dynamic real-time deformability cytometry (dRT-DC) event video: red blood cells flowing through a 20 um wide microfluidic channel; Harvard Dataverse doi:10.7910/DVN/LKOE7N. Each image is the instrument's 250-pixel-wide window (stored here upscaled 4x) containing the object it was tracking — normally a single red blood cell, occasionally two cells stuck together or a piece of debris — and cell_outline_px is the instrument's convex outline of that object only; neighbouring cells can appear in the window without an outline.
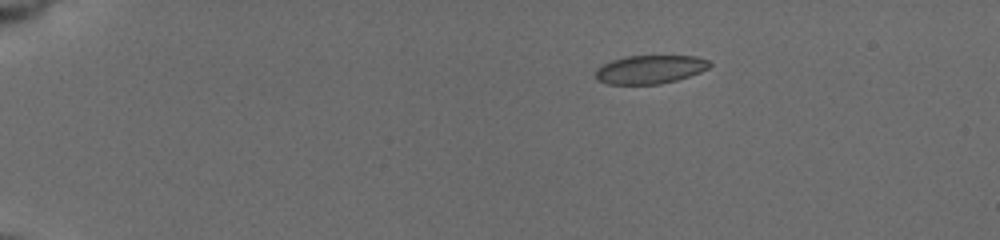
{"species": "common noctule bat (a hibernating species)", "species_latin": "Nyctalus noctula", "temperature_condition": "cold", "stored_images_in_passage": 47, "camera_frame_rate_fps": 3000, "um_per_image_px": 0.085, "animal": {"sex": "female", "body_mass_g": 19.5, "forearm_length_mm": 54.1}, "frame": {"image": 1, "passage_image": 1, "time_ms": 0.0, "image_size_px": [1000, 240], "cell_outline_px": [[712, 64], [708, 68], [700, 72], [676, 80], [660, 84], [608, 84], [596, 80], [596, 68], [612, 60], [628, 56], [696, 56], [708, 60]], "centroid_in_image_um": [55.24, 5.9], "position_along_channel_um": 29.8, "area_um2": 18.84}}
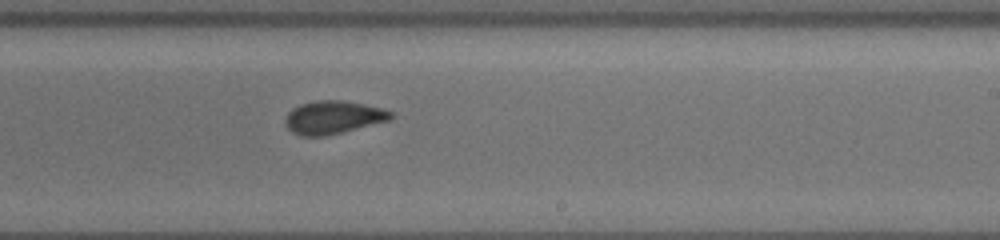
{"frame": {"image": 2, "passage_image": 27, "time_ms": 8.667, "image_size_px": [1000, 240], "cell_outline_px": [[392, 116], [388, 120], [340, 132], [320, 136], [304, 136], [292, 132], [288, 128], [284, 120], [288, 112], [292, 108], [300, 104], [316, 100], [344, 100], [364, 104], [380, 108], [392, 112]], "centroid_in_image_um": [28.26, 9.95], "position_along_channel_um": 260.7, "area_um2": 19.94}}
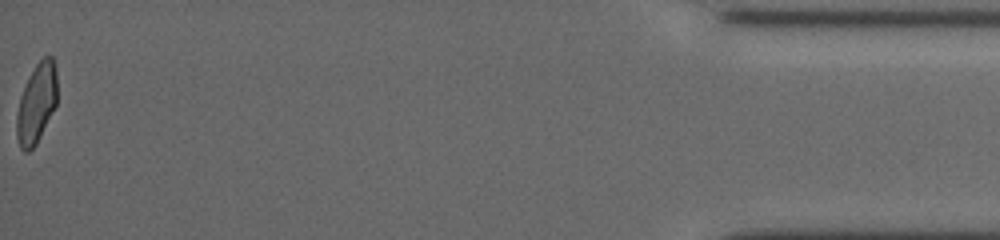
{"frame": {"image": 3, "passage_image": 47, "time_ms": 15.333, "image_size_px": [1000, 240], "cell_outline_px": [[56, 104], [36, 144], [28, 152], [24, 152], [20, 148], [16, 136], [16, 116], [20, 96], [36, 64], [44, 56], [52, 56], [56, 68]], "centroid_in_image_um": [3.09, 8.81], "position_along_channel_um": 432.1, "area_um2": 18.5}, "authors_computed_cell_mechanics": {"area_um2": 19.8832, "velocity_mm_per_s": 3.7623, "shape_relaxation_time_tau1_ms": 4.7695, "shape_relaxation_time_tau2_ms": 1.5586, "deformation_change_tau1": 0.1339, "deformation_change_tau2": 0.0608}}